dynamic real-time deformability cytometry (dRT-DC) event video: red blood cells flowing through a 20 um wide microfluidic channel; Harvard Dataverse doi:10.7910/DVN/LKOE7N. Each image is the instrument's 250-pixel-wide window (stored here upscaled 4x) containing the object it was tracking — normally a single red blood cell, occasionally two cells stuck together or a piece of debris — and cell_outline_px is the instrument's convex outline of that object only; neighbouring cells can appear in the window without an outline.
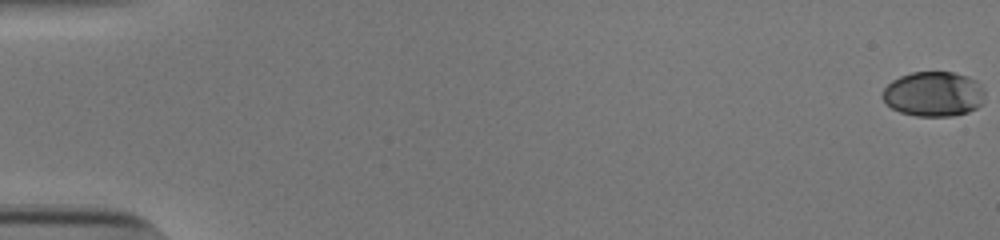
{"species": "human", "species_latin": "Homo sapiens", "temperature_condition": "cold", "stored_images_in_passage": 55, "camera_frame_rate_fps": 3000, "um_per_image_px": 0.085, "donor": {"sex": "male"}, "frame": {"image": 1, "passage_image": 1, "time_ms": 0.0, "image_size_px": [1000, 240], "cell_outline_px": [[984, 104], [968, 112], [952, 116], [916, 116], [900, 112], [892, 108], [884, 100], [884, 88], [892, 80], [900, 76], [912, 72], [952, 72], [968, 76], [976, 80], [984, 88]], "centroid_in_image_um": [79.4, 7.99], "position_along_channel_um": 5.6, "area_um2": 26.88}}
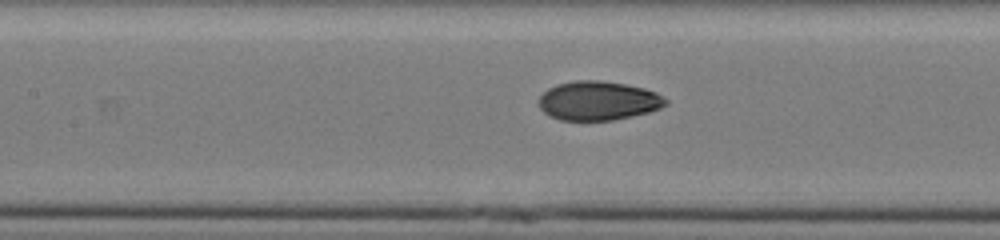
{"frame": {"image": 2, "passage_image": 27, "time_ms": 8.667, "image_size_px": [1000, 240], "cell_outline_px": [[668, 104], [660, 108], [648, 112], [632, 116], [612, 120], [560, 120], [548, 116], [540, 108], [540, 96], [548, 88], [556, 84], [576, 80], [600, 80], [624, 84], [644, 88], [656, 92], [668, 100]], "centroid_in_image_um": [50.85, 8.56], "position_along_channel_um": 156.6, "area_um2": 28.9}}
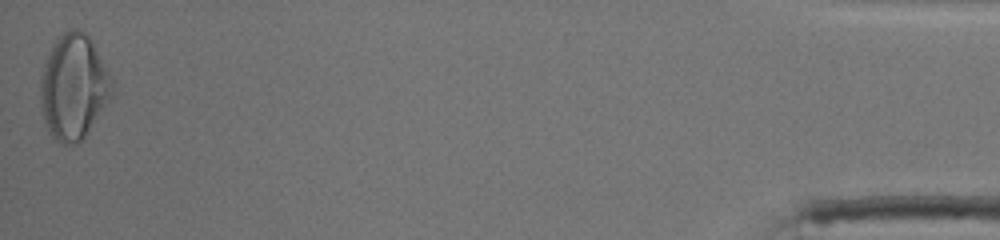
{"frame": {"image": 3, "passage_image": 55, "time_ms": 18.0, "image_size_px": [1000, 240], "cell_outline_px": [[112, 96], [88, 132], [76, 144], [64, 144], [56, 140], [48, 132], [44, 120], [40, 104], [40, 76], [48, 52], [52, 44], [60, 32], [72, 28], [80, 28], [92, 40], [112, 80]], "centroid_in_image_um": [6.23, 7.36], "position_along_channel_um": 429.0, "area_um2": 44.04}, "authors_computed_cell_mechanics": {"area_um2": 28.4954, "velocity_mm_per_s": 3.8659, "shape_relaxation_time_tau1_ms": 7.1445, "shape_relaxation_time_tau2_ms": 0.8383, "deformation_change_tau1": 0.2204, "deformation_change_tau2": 0.0483}}